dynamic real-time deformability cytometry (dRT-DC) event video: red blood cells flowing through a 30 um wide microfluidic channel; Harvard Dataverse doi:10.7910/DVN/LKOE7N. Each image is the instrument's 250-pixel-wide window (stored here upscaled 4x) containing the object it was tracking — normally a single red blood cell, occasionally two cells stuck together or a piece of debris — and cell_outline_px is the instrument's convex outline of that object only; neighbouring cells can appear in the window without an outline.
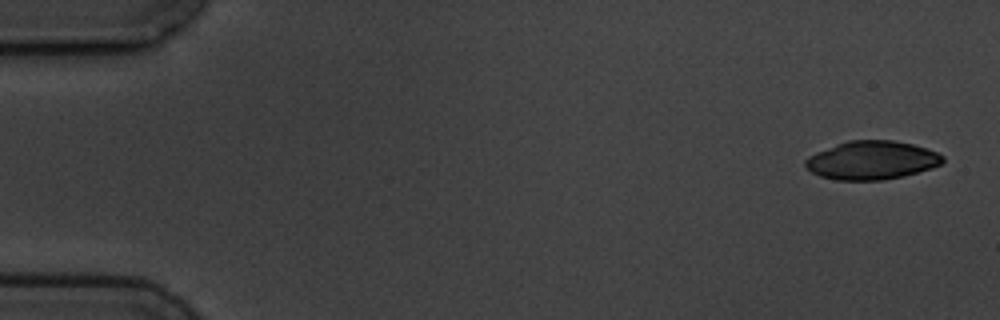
{"species": "common noctule bat (a hibernating species)", "species_latin": "Nyctalus noctula", "temperature_condition": "cold", "stored_images_in_passage": 6, "camera_frame_rate_fps": 3000, "um_per_image_px": 0.085, "animal": {"sex": "male", "body_mass_g": 19.5, "forearm_length_mm": 54.6}, "frame": {"image": 1, "passage_image": 1, "time_ms": 0.0, "image_size_px": [1000, 320], "cell_outline_px": [[944, 160], [940, 164], [932, 168], [904, 176], [884, 180], [836, 180], [820, 176], [812, 172], [804, 164], [804, 160], [808, 156], [816, 152], [836, 144], [848, 140], [892, 140], [912, 144], [936, 152], [944, 156]], "centroid_in_image_um": [74.08, 13.62], "position_along_channel_um": 10.9, "area_um2": 30.81}}